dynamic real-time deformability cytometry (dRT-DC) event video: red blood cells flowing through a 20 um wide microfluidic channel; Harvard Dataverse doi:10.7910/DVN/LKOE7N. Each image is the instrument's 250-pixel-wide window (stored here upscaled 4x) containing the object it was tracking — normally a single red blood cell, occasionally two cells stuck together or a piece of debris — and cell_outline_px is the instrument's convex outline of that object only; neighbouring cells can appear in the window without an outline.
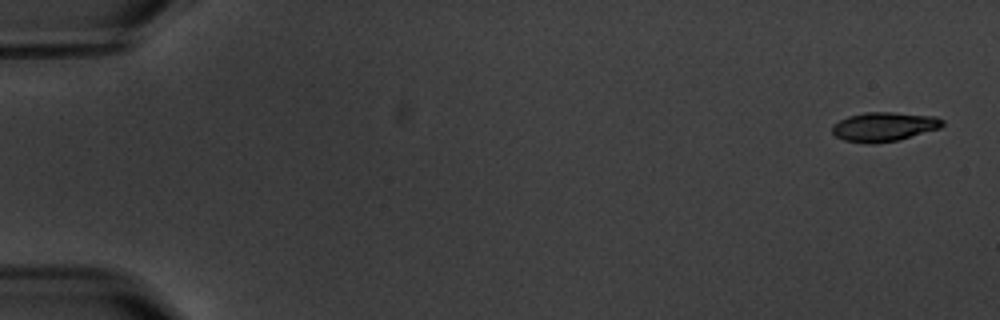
{"species": "common noctule bat (a hibernating species)", "species_latin": "Nyctalus noctula", "temperature_condition": "warm", "stored_images_in_passage": 5, "camera_frame_rate_fps": 3000, "um_per_image_px": 0.085, "animal": {"sex": "male", "body_mass_g": 20.1, "forearm_length_mm": 53.5}, "frame": {"image": 1, "passage_image": 1, "time_ms": 0.0, "image_size_px": [1000, 320], "cell_outline_px": [[944, 124], [940, 128], [896, 140], [872, 144], [844, 140], [836, 136], [832, 132], [832, 124], [848, 116], [864, 112], [892, 112], [936, 116], [944, 120]], "centroid_in_image_um": [75.13, 10.76], "position_along_channel_um": 9.9, "area_um2": 18.67}}
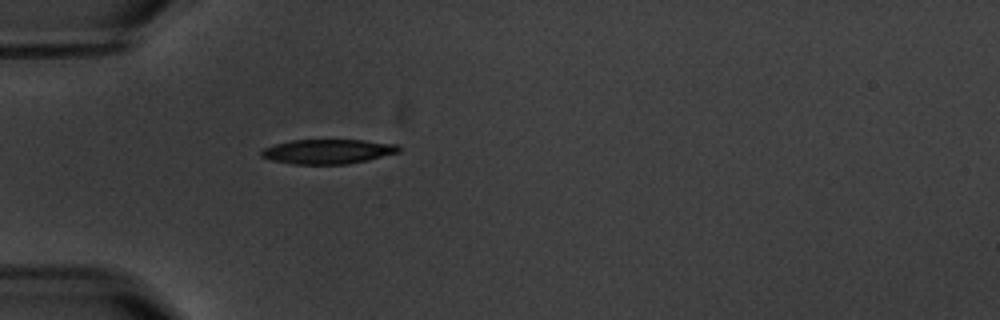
{"frame": {"image": 2, "passage_image": 5, "time_ms": 5.333, "image_size_px": [1000, 320], "cell_outline_px": [[400, 152], [368, 160], [348, 164], [292, 164], [272, 160], [260, 156], [260, 152], [264, 148], [276, 144], [292, 140], [364, 140], [396, 144], [400, 148]], "centroid_in_image_um": [27.88, 12.88], "position_along_channel_um": 57.1, "area_um2": 19.65}}